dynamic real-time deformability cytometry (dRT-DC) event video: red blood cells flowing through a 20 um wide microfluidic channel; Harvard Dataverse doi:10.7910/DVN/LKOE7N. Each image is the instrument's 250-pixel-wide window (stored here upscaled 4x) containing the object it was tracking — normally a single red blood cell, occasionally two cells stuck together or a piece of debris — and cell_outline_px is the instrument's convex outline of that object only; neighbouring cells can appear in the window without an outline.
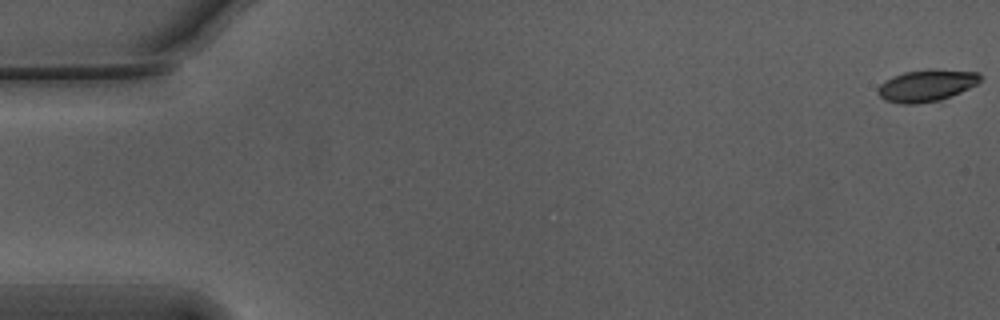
{"species": "Egyptian fruit bat (a non-hibernating species)", "species_latin": "Rousettus aegyptiacus", "temperature_condition": "warm", "stored_images_in_passage": 56, "camera_frame_rate_fps": 3000, "um_per_image_px": 0.085, "animal": {"sex": "male"}, "frame": {"image": 1, "passage_image": 1, "time_ms": 0.0, "image_size_px": [1000, 320], "cell_outline_px": [[984, 76], [976, 84], [960, 92], [940, 100], [916, 104], [900, 104], [884, 100], [876, 92], [880, 84], [892, 76], [904, 72], [928, 68], [932, 68], [980, 72]], "centroid_in_image_um": [78.76, 7.25], "position_along_channel_um": 6.2, "area_um2": 19.31}}
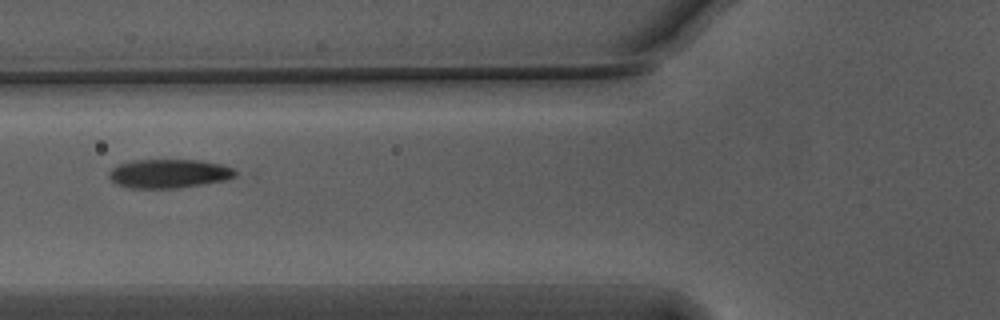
{"frame": {"image": 2, "passage_image": 22, "time_ms": 7.0, "image_size_px": [1000, 320], "cell_outline_px": [[236, 176], [228, 180], [204, 184], [176, 188], [128, 188], [116, 184], [108, 176], [108, 172], [112, 168], [120, 164], [132, 160], [200, 160], [220, 164], [232, 168], [236, 172]], "centroid_in_image_um": [14.35, 14.76], "position_along_channel_um": 111.4, "area_um2": 21.33}}
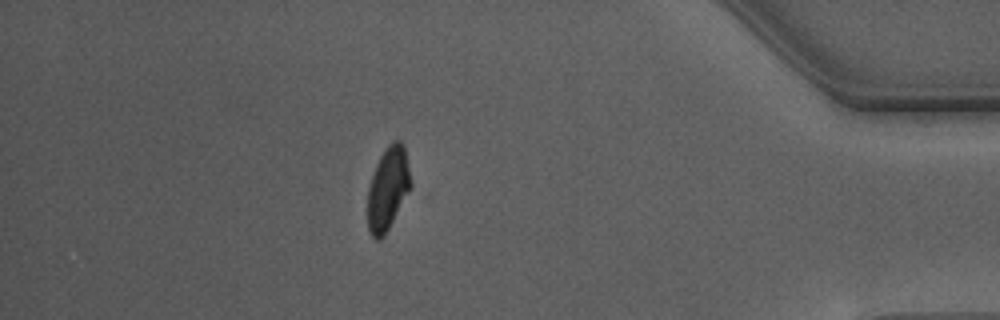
{"frame": {"image": 3, "passage_image": 49, "time_ms": 16.0, "image_size_px": [1000, 320], "cell_outline_px": [[412, 188], [384, 236], [380, 240], [376, 240], [368, 232], [368, 188], [376, 164], [384, 148], [392, 140], [400, 140], [404, 144], [412, 184]], "centroid_in_image_um": [32.98, 16.02], "position_along_channel_um": 402.2, "area_um2": 21.15}, "authors_computed_cell_mechanics": {"area_um2": 20.9814, "velocity_mm_per_s": 3.7406, "shape_relaxation_time_tau1_ms": 3.1558, "shape_relaxation_time_tau2_ms": 1.2129, "deformation_change_tau1": 0.1621, "deformation_change_tau2": 0.0527}}